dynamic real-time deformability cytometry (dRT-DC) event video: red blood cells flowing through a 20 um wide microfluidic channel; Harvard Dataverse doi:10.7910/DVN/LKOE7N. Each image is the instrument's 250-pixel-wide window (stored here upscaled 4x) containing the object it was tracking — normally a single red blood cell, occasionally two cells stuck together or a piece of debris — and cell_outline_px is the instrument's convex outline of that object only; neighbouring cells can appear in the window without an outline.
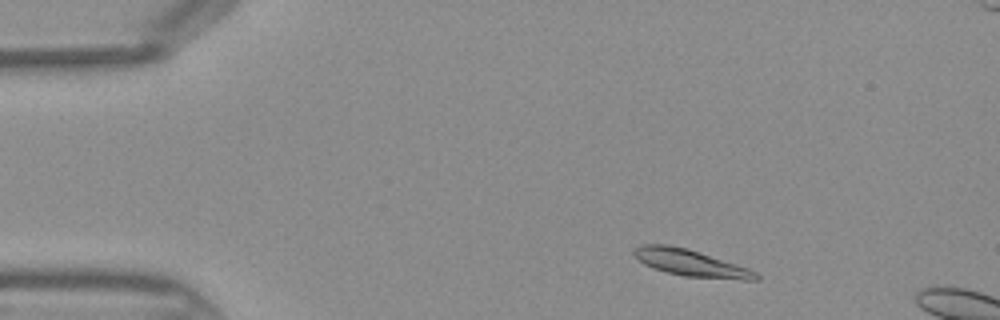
{"species": "Egyptian fruit bat (a non-hibernating species)", "species_latin": "Rousettus aegyptiacus", "temperature_condition": "warm", "stored_images_in_passage": 8, "camera_frame_rate_fps": 3000, "um_per_image_px": 0.085, "frame": {"image": 1, "passage_image": 4, "time_ms": 1.0, "image_size_px": [1000, 320], "cell_outline_px": [[760, 280], [744, 280], [684, 276], [664, 272], [652, 268], [644, 264], [632, 252], [640, 244], [668, 244], [688, 248], [748, 268], [756, 272], [760, 276]], "centroid_in_image_um": [58.72, 22.35], "position_along_channel_um": 26.3, "area_um2": 19.02}}